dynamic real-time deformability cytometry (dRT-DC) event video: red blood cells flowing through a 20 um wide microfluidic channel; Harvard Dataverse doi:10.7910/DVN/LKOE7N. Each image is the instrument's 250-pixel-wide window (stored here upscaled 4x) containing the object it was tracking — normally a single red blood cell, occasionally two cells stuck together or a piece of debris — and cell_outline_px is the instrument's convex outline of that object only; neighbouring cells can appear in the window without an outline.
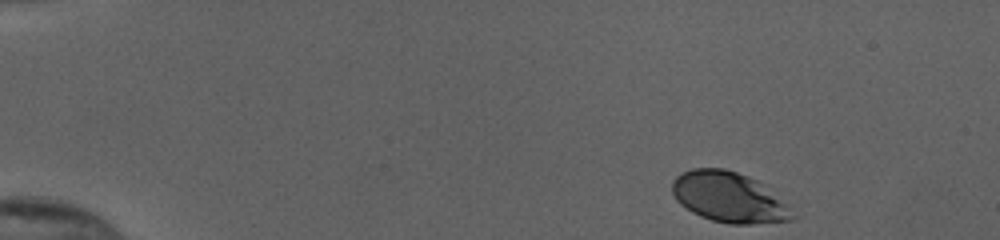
{"species": "human", "species_latin": "Homo sapiens", "temperature_condition": "cold", "stored_images_in_passage": 48, "camera_frame_rate_fps": 3000, "um_per_image_px": 0.085, "donor": {"sex": "female"}, "frame": {"image": 1, "passage_image": 1, "time_ms": 0.0, "image_size_px": [1000, 240], "cell_outline_px": [[800, 216], [792, 220], [752, 224], [728, 224], [712, 220], [700, 216], [692, 212], [680, 204], [676, 200], [672, 192], [672, 180], [676, 176], [692, 168], [724, 168], [748, 176], [768, 184]], "centroid_in_image_um": [62.04, 16.77], "position_along_channel_um": 23.0, "area_um2": 36.13}}
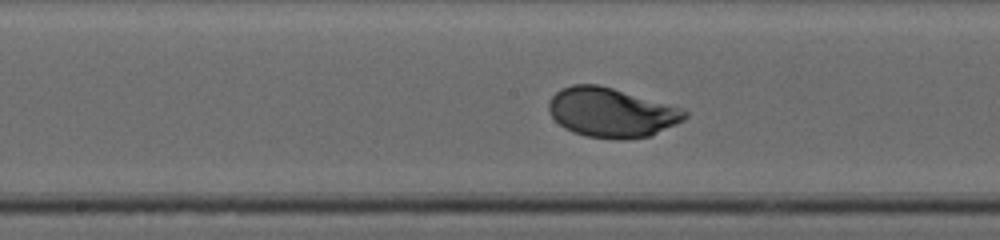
{"frame": {"image": 2, "passage_image": 24, "time_ms": 7.667, "image_size_px": [1000, 240], "cell_outline_px": [[688, 116], [684, 120], [652, 136], [628, 140], [616, 140], [584, 136], [572, 132], [564, 128], [548, 112], [548, 100], [560, 88], [572, 84], [596, 84], [612, 88], [684, 108], [688, 112]], "centroid_in_image_um": [51.98, 9.58], "position_along_channel_um": 196.2, "area_um2": 39.71}}
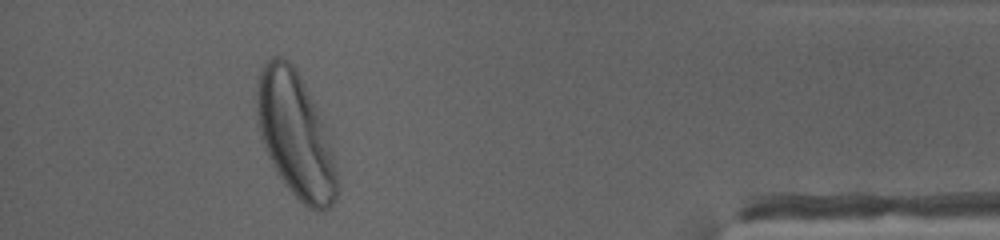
{"frame": {"image": 3, "passage_image": 44, "time_ms": 14.333, "image_size_px": [1000, 240], "cell_outline_px": [[336, 196], [332, 204], [324, 212], [320, 212], [308, 208], [284, 184], [276, 172], [264, 148], [260, 136], [256, 120], [256, 80], [264, 64], [272, 56], [280, 56], [288, 60], [296, 68], [316, 108], [332, 152], [336, 172]], "centroid_in_image_um": [25.04, 11.46], "position_along_channel_um": 410.2, "area_um2": 57.74}, "authors_computed_cell_mechanics": {"area_um2": 38.6104, "velocity_mm_per_s": 3.8341, "shape_relaxation_time_tau1_ms": 2.013, "shape_relaxation_time_tau2_ms": null, "deformation_change_tau1": 0.133, "deformation_change_tau2": null}}